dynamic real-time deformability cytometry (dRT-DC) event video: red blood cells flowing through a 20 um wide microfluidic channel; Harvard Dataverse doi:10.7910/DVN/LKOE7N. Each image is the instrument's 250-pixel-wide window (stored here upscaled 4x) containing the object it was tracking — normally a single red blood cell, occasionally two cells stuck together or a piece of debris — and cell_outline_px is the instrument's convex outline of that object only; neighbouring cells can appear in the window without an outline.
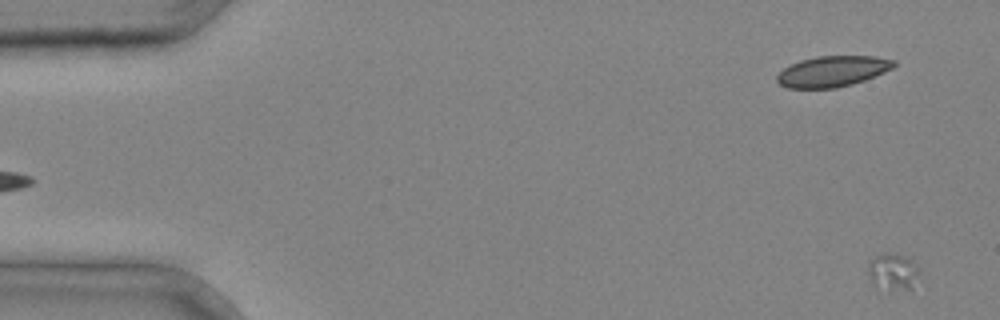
{"species": "common noctule bat (a hibernating species)", "species_latin": "Nyctalus noctula", "temperature_condition": "cold", "stored_images_in_passage": 4, "segment_of_instrument_passage": [2, 2], "camera_frame_rate_fps": 3000, "um_per_image_px": 0.085, "animal": {"sex": "male", "body_mass_g": 20.4}, "frame": {"image": 1, "passage_image": 4, "time_ms": 1.0, "image_size_px": [1000, 320], "cell_outline_px": [[920, 272], [912, 292], [876, 288], [872, 284], [868, 276], [868, 264], [876, 256], [900, 256], [908, 260]], "centroid_in_image_um": [75.89, 23.24], "position_along_channel_um": 9.1, "area_um2": 10.69}}